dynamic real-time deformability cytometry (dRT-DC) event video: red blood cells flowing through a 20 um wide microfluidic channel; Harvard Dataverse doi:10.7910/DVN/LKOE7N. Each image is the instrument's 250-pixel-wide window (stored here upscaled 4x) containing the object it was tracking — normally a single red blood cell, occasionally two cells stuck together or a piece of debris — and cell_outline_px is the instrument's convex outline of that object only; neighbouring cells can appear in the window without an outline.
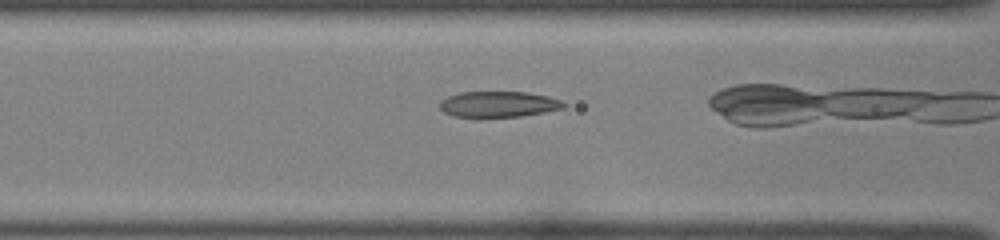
{"species": "common noctule bat (a hibernating species)", "species_latin": "Nyctalus noctula", "temperature_condition": "room temperature", "stored_images_in_passage": 12, "camera_frame_rate_fps": 3000, "um_per_image_px": 0.085, "animal": {"sex": "female", "body_mass_g": 22.0, "forearm_length_mm": 56.7}, "frame": {"image": 1, "passage_image": 7, "time_ms": 2.0, "image_size_px": [1000, 240], "cell_outline_px": [[564, 108], [544, 112], [520, 116], [476, 120], [452, 116], [444, 112], [440, 108], [440, 100], [448, 96], [460, 92], [528, 92], [548, 96], [560, 100], [564, 104]], "centroid_in_image_um": [42.29, 8.9], "position_along_channel_um": 124.3, "area_um2": 19.36}}
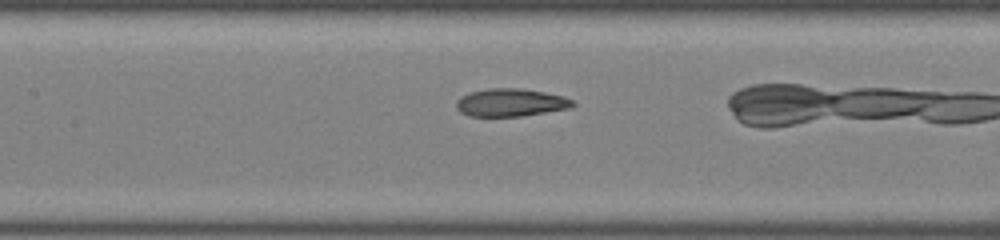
{"frame": {"image": 2, "passage_image": 10, "time_ms": 3.0, "image_size_px": [1000, 240], "cell_outline_px": [[576, 104], [572, 108], [520, 116], [468, 116], [460, 112], [456, 108], [456, 100], [460, 96], [468, 92], [488, 88], [520, 88], [544, 92], [564, 96], [572, 100]], "centroid_in_image_um": [43.39, 8.71], "position_along_channel_um": 164.0, "area_um2": 19.07}}